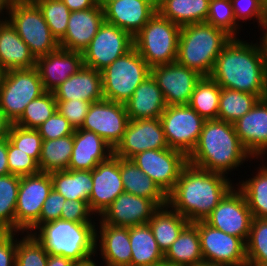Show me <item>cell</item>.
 <instances>
[{
  "label": "cell",
  "mask_w": 267,
  "mask_h": 266,
  "mask_svg": "<svg viewBox=\"0 0 267 266\" xmlns=\"http://www.w3.org/2000/svg\"><path fill=\"white\" fill-rule=\"evenodd\" d=\"M231 38L218 55L210 78L220 87L267 97V56L262 46Z\"/></svg>",
  "instance_id": "obj_1"
},
{
  "label": "cell",
  "mask_w": 267,
  "mask_h": 266,
  "mask_svg": "<svg viewBox=\"0 0 267 266\" xmlns=\"http://www.w3.org/2000/svg\"><path fill=\"white\" fill-rule=\"evenodd\" d=\"M227 177L188 163L167 195V205L189 222L205 220L234 186Z\"/></svg>",
  "instance_id": "obj_2"
},
{
  "label": "cell",
  "mask_w": 267,
  "mask_h": 266,
  "mask_svg": "<svg viewBox=\"0 0 267 266\" xmlns=\"http://www.w3.org/2000/svg\"><path fill=\"white\" fill-rule=\"evenodd\" d=\"M247 159L254 158L239 140L234 125L218 119L205 120L199 140L188 155L189 164L225 176Z\"/></svg>",
  "instance_id": "obj_3"
},
{
  "label": "cell",
  "mask_w": 267,
  "mask_h": 266,
  "mask_svg": "<svg viewBox=\"0 0 267 266\" xmlns=\"http://www.w3.org/2000/svg\"><path fill=\"white\" fill-rule=\"evenodd\" d=\"M231 38L224 30L206 22L181 26L176 62L209 77L218 55Z\"/></svg>",
  "instance_id": "obj_4"
},
{
  "label": "cell",
  "mask_w": 267,
  "mask_h": 266,
  "mask_svg": "<svg viewBox=\"0 0 267 266\" xmlns=\"http://www.w3.org/2000/svg\"><path fill=\"white\" fill-rule=\"evenodd\" d=\"M95 224L58 219L40 225L32 235L49 254L81 262L96 255Z\"/></svg>",
  "instance_id": "obj_5"
},
{
  "label": "cell",
  "mask_w": 267,
  "mask_h": 266,
  "mask_svg": "<svg viewBox=\"0 0 267 266\" xmlns=\"http://www.w3.org/2000/svg\"><path fill=\"white\" fill-rule=\"evenodd\" d=\"M181 27L156 12L133 37L134 48L152 68L176 62Z\"/></svg>",
  "instance_id": "obj_6"
},
{
  "label": "cell",
  "mask_w": 267,
  "mask_h": 266,
  "mask_svg": "<svg viewBox=\"0 0 267 266\" xmlns=\"http://www.w3.org/2000/svg\"><path fill=\"white\" fill-rule=\"evenodd\" d=\"M105 100L125 103L151 75V67L133 47L101 71Z\"/></svg>",
  "instance_id": "obj_7"
},
{
  "label": "cell",
  "mask_w": 267,
  "mask_h": 266,
  "mask_svg": "<svg viewBox=\"0 0 267 266\" xmlns=\"http://www.w3.org/2000/svg\"><path fill=\"white\" fill-rule=\"evenodd\" d=\"M7 16V20L36 59L59 47L58 41L52 36L44 20L41 9L33 0L10 4Z\"/></svg>",
  "instance_id": "obj_8"
},
{
  "label": "cell",
  "mask_w": 267,
  "mask_h": 266,
  "mask_svg": "<svg viewBox=\"0 0 267 266\" xmlns=\"http://www.w3.org/2000/svg\"><path fill=\"white\" fill-rule=\"evenodd\" d=\"M45 92L36 67L3 72L0 79V110L14 124L30 101Z\"/></svg>",
  "instance_id": "obj_9"
},
{
  "label": "cell",
  "mask_w": 267,
  "mask_h": 266,
  "mask_svg": "<svg viewBox=\"0 0 267 266\" xmlns=\"http://www.w3.org/2000/svg\"><path fill=\"white\" fill-rule=\"evenodd\" d=\"M53 188L50 173L21 176L15 210V232L32 234L39 227L42 206Z\"/></svg>",
  "instance_id": "obj_10"
},
{
  "label": "cell",
  "mask_w": 267,
  "mask_h": 266,
  "mask_svg": "<svg viewBox=\"0 0 267 266\" xmlns=\"http://www.w3.org/2000/svg\"><path fill=\"white\" fill-rule=\"evenodd\" d=\"M160 121L169 148L188 156L199 140L205 119L189 105H171L166 107Z\"/></svg>",
  "instance_id": "obj_11"
},
{
  "label": "cell",
  "mask_w": 267,
  "mask_h": 266,
  "mask_svg": "<svg viewBox=\"0 0 267 266\" xmlns=\"http://www.w3.org/2000/svg\"><path fill=\"white\" fill-rule=\"evenodd\" d=\"M131 160L166 195L173 190L181 171L188 164V156L173 148L146 150L136 154Z\"/></svg>",
  "instance_id": "obj_12"
},
{
  "label": "cell",
  "mask_w": 267,
  "mask_h": 266,
  "mask_svg": "<svg viewBox=\"0 0 267 266\" xmlns=\"http://www.w3.org/2000/svg\"><path fill=\"white\" fill-rule=\"evenodd\" d=\"M252 220L253 215L243 192L234 185L204 221L224 233L241 238L246 243Z\"/></svg>",
  "instance_id": "obj_13"
},
{
  "label": "cell",
  "mask_w": 267,
  "mask_h": 266,
  "mask_svg": "<svg viewBox=\"0 0 267 266\" xmlns=\"http://www.w3.org/2000/svg\"><path fill=\"white\" fill-rule=\"evenodd\" d=\"M133 47V37L128 32L104 21L82 52L83 65L101 72Z\"/></svg>",
  "instance_id": "obj_14"
},
{
  "label": "cell",
  "mask_w": 267,
  "mask_h": 266,
  "mask_svg": "<svg viewBox=\"0 0 267 266\" xmlns=\"http://www.w3.org/2000/svg\"><path fill=\"white\" fill-rule=\"evenodd\" d=\"M201 253L204 262L226 265L247 266L246 243L207 224L197 221Z\"/></svg>",
  "instance_id": "obj_15"
},
{
  "label": "cell",
  "mask_w": 267,
  "mask_h": 266,
  "mask_svg": "<svg viewBox=\"0 0 267 266\" xmlns=\"http://www.w3.org/2000/svg\"><path fill=\"white\" fill-rule=\"evenodd\" d=\"M129 120L124 103L103 99L91 103L80 129L96 133L114 149L122 140Z\"/></svg>",
  "instance_id": "obj_16"
},
{
  "label": "cell",
  "mask_w": 267,
  "mask_h": 266,
  "mask_svg": "<svg viewBox=\"0 0 267 266\" xmlns=\"http://www.w3.org/2000/svg\"><path fill=\"white\" fill-rule=\"evenodd\" d=\"M169 148L160 118L129 120L122 140L113 149L119 158L131 159L150 149Z\"/></svg>",
  "instance_id": "obj_17"
},
{
  "label": "cell",
  "mask_w": 267,
  "mask_h": 266,
  "mask_svg": "<svg viewBox=\"0 0 267 266\" xmlns=\"http://www.w3.org/2000/svg\"><path fill=\"white\" fill-rule=\"evenodd\" d=\"M151 75L161 89L167 106L188 105L196 84L203 77L177 62L154 66Z\"/></svg>",
  "instance_id": "obj_18"
},
{
  "label": "cell",
  "mask_w": 267,
  "mask_h": 266,
  "mask_svg": "<svg viewBox=\"0 0 267 266\" xmlns=\"http://www.w3.org/2000/svg\"><path fill=\"white\" fill-rule=\"evenodd\" d=\"M160 206L153 200L123 192L102 212L100 220L112 226L147 224Z\"/></svg>",
  "instance_id": "obj_19"
},
{
  "label": "cell",
  "mask_w": 267,
  "mask_h": 266,
  "mask_svg": "<svg viewBox=\"0 0 267 266\" xmlns=\"http://www.w3.org/2000/svg\"><path fill=\"white\" fill-rule=\"evenodd\" d=\"M93 186L89 196V208L97 216L125 192L121 174L120 158L111 155L92 170Z\"/></svg>",
  "instance_id": "obj_20"
},
{
  "label": "cell",
  "mask_w": 267,
  "mask_h": 266,
  "mask_svg": "<svg viewBox=\"0 0 267 266\" xmlns=\"http://www.w3.org/2000/svg\"><path fill=\"white\" fill-rule=\"evenodd\" d=\"M157 12V0H114L103 6L105 22L134 37Z\"/></svg>",
  "instance_id": "obj_21"
},
{
  "label": "cell",
  "mask_w": 267,
  "mask_h": 266,
  "mask_svg": "<svg viewBox=\"0 0 267 266\" xmlns=\"http://www.w3.org/2000/svg\"><path fill=\"white\" fill-rule=\"evenodd\" d=\"M83 66V54L58 47L47 55L38 57L36 68L47 92H53L67 78Z\"/></svg>",
  "instance_id": "obj_22"
},
{
  "label": "cell",
  "mask_w": 267,
  "mask_h": 266,
  "mask_svg": "<svg viewBox=\"0 0 267 266\" xmlns=\"http://www.w3.org/2000/svg\"><path fill=\"white\" fill-rule=\"evenodd\" d=\"M246 150L255 159L267 155V97L259 99L252 109L233 123Z\"/></svg>",
  "instance_id": "obj_23"
},
{
  "label": "cell",
  "mask_w": 267,
  "mask_h": 266,
  "mask_svg": "<svg viewBox=\"0 0 267 266\" xmlns=\"http://www.w3.org/2000/svg\"><path fill=\"white\" fill-rule=\"evenodd\" d=\"M104 21L103 7L98 4L90 9L71 12L67 31L58 42L59 47L82 53Z\"/></svg>",
  "instance_id": "obj_24"
},
{
  "label": "cell",
  "mask_w": 267,
  "mask_h": 266,
  "mask_svg": "<svg viewBox=\"0 0 267 266\" xmlns=\"http://www.w3.org/2000/svg\"><path fill=\"white\" fill-rule=\"evenodd\" d=\"M95 246V249H99L95 250L96 254L97 251L101 253L102 261L105 262L104 266H130L132 249L129 227L112 226L99 220V225L97 223L96 228Z\"/></svg>",
  "instance_id": "obj_25"
},
{
  "label": "cell",
  "mask_w": 267,
  "mask_h": 266,
  "mask_svg": "<svg viewBox=\"0 0 267 266\" xmlns=\"http://www.w3.org/2000/svg\"><path fill=\"white\" fill-rule=\"evenodd\" d=\"M113 155V148L92 131L75 129L70 170H93Z\"/></svg>",
  "instance_id": "obj_26"
},
{
  "label": "cell",
  "mask_w": 267,
  "mask_h": 266,
  "mask_svg": "<svg viewBox=\"0 0 267 266\" xmlns=\"http://www.w3.org/2000/svg\"><path fill=\"white\" fill-rule=\"evenodd\" d=\"M56 101L72 99L86 100L90 103L104 99L102 74L93 68L82 66L80 70L67 78L54 91Z\"/></svg>",
  "instance_id": "obj_27"
},
{
  "label": "cell",
  "mask_w": 267,
  "mask_h": 266,
  "mask_svg": "<svg viewBox=\"0 0 267 266\" xmlns=\"http://www.w3.org/2000/svg\"><path fill=\"white\" fill-rule=\"evenodd\" d=\"M130 120L160 118L167 107L164 95L156 80L149 75L125 103Z\"/></svg>",
  "instance_id": "obj_28"
},
{
  "label": "cell",
  "mask_w": 267,
  "mask_h": 266,
  "mask_svg": "<svg viewBox=\"0 0 267 266\" xmlns=\"http://www.w3.org/2000/svg\"><path fill=\"white\" fill-rule=\"evenodd\" d=\"M36 60L27 44L7 20L0 28V69L2 72L34 68Z\"/></svg>",
  "instance_id": "obj_29"
},
{
  "label": "cell",
  "mask_w": 267,
  "mask_h": 266,
  "mask_svg": "<svg viewBox=\"0 0 267 266\" xmlns=\"http://www.w3.org/2000/svg\"><path fill=\"white\" fill-rule=\"evenodd\" d=\"M197 221L189 222L164 253L169 266H194L203 262Z\"/></svg>",
  "instance_id": "obj_30"
},
{
  "label": "cell",
  "mask_w": 267,
  "mask_h": 266,
  "mask_svg": "<svg viewBox=\"0 0 267 266\" xmlns=\"http://www.w3.org/2000/svg\"><path fill=\"white\" fill-rule=\"evenodd\" d=\"M120 174L125 192L167 205V195L131 159L120 158Z\"/></svg>",
  "instance_id": "obj_31"
},
{
  "label": "cell",
  "mask_w": 267,
  "mask_h": 266,
  "mask_svg": "<svg viewBox=\"0 0 267 266\" xmlns=\"http://www.w3.org/2000/svg\"><path fill=\"white\" fill-rule=\"evenodd\" d=\"M210 0H157V12L181 26L205 23Z\"/></svg>",
  "instance_id": "obj_32"
},
{
  "label": "cell",
  "mask_w": 267,
  "mask_h": 266,
  "mask_svg": "<svg viewBox=\"0 0 267 266\" xmlns=\"http://www.w3.org/2000/svg\"><path fill=\"white\" fill-rule=\"evenodd\" d=\"M129 239L132 249L130 266H153L164 262V253L148 223L129 227Z\"/></svg>",
  "instance_id": "obj_33"
},
{
  "label": "cell",
  "mask_w": 267,
  "mask_h": 266,
  "mask_svg": "<svg viewBox=\"0 0 267 266\" xmlns=\"http://www.w3.org/2000/svg\"><path fill=\"white\" fill-rule=\"evenodd\" d=\"M53 189L69 200L86 201L92 191V170H62L50 173Z\"/></svg>",
  "instance_id": "obj_34"
},
{
  "label": "cell",
  "mask_w": 267,
  "mask_h": 266,
  "mask_svg": "<svg viewBox=\"0 0 267 266\" xmlns=\"http://www.w3.org/2000/svg\"><path fill=\"white\" fill-rule=\"evenodd\" d=\"M189 221L168 205L160 207L149 220L148 224L153 236L163 253L178 238Z\"/></svg>",
  "instance_id": "obj_35"
},
{
  "label": "cell",
  "mask_w": 267,
  "mask_h": 266,
  "mask_svg": "<svg viewBox=\"0 0 267 266\" xmlns=\"http://www.w3.org/2000/svg\"><path fill=\"white\" fill-rule=\"evenodd\" d=\"M74 134L58 139L43 140L38 162L40 172L68 170L72 157Z\"/></svg>",
  "instance_id": "obj_36"
},
{
  "label": "cell",
  "mask_w": 267,
  "mask_h": 266,
  "mask_svg": "<svg viewBox=\"0 0 267 266\" xmlns=\"http://www.w3.org/2000/svg\"><path fill=\"white\" fill-rule=\"evenodd\" d=\"M256 175L241 180L236 186L243 192L253 218L267 219V164Z\"/></svg>",
  "instance_id": "obj_37"
},
{
  "label": "cell",
  "mask_w": 267,
  "mask_h": 266,
  "mask_svg": "<svg viewBox=\"0 0 267 266\" xmlns=\"http://www.w3.org/2000/svg\"><path fill=\"white\" fill-rule=\"evenodd\" d=\"M221 87L210 77L196 84L188 105L205 120L217 119Z\"/></svg>",
  "instance_id": "obj_38"
},
{
  "label": "cell",
  "mask_w": 267,
  "mask_h": 266,
  "mask_svg": "<svg viewBox=\"0 0 267 266\" xmlns=\"http://www.w3.org/2000/svg\"><path fill=\"white\" fill-rule=\"evenodd\" d=\"M258 100L254 94L221 87L217 119L233 124L249 112Z\"/></svg>",
  "instance_id": "obj_39"
},
{
  "label": "cell",
  "mask_w": 267,
  "mask_h": 266,
  "mask_svg": "<svg viewBox=\"0 0 267 266\" xmlns=\"http://www.w3.org/2000/svg\"><path fill=\"white\" fill-rule=\"evenodd\" d=\"M20 176H0V232H15V210Z\"/></svg>",
  "instance_id": "obj_40"
},
{
  "label": "cell",
  "mask_w": 267,
  "mask_h": 266,
  "mask_svg": "<svg viewBox=\"0 0 267 266\" xmlns=\"http://www.w3.org/2000/svg\"><path fill=\"white\" fill-rule=\"evenodd\" d=\"M57 111V103L53 92H45L30 101L21 117L14 123L17 126L36 129Z\"/></svg>",
  "instance_id": "obj_41"
},
{
  "label": "cell",
  "mask_w": 267,
  "mask_h": 266,
  "mask_svg": "<svg viewBox=\"0 0 267 266\" xmlns=\"http://www.w3.org/2000/svg\"><path fill=\"white\" fill-rule=\"evenodd\" d=\"M247 266H267V219L253 218L246 241Z\"/></svg>",
  "instance_id": "obj_42"
},
{
  "label": "cell",
  "mask_w": 267,
  "mask_h": 266,
  "mask_svg": "<svg viewBox=\"0 0 267 266\" xmlns=\"http://www.w3.org/2000/svg\"><path fill=\"white\" fill-rule=\"evenodd\" d=\"M33 1L41 9L44 20L50 28L52 36L59 42L67 31V24L71 11L61 0Z\"/></svg>",
  "instance_id": "obj_43"
},
{
  "label": "cell",
  "mask_w": 267,
  "mask_h": 266,
  "mask_svg": "<svg viewBox=\"0 0 267 266\" xmlns=\"http://www.w3.org/2000/svg\"><path fill=\"white\" fill-rule=\"evenodd\" d=\"M23 234L17 239L15 266H47L49 253L44 246L32 234Z\"/></svg>",
  "instance_id": "obj_44"
},
{
  "label": "cell",
  "mask_w": 267,
  "mask_h": 266,
  "mask_svg": "<svg viewBox=\"0 0 267 266\" xmlns=\"http://www.w3.org/2000/svg\"><path fill=\"white\" fill-rule=\"evenodd\" d=\"M206 23L224 30L232 38H237L240 24L236 21L230 0H210Z\"/></svg>",
  "instance_id": "obj_45"
},
{
  "label": "cell",
  "mask_w": 267,
  "mask_h": 266,
  "mask_svg": "<svg viewBox=\"0 0 267 266\" xmlns=\"http://www.w3.org/2000/svg\"><path fill=\"white\" fill-rule=\"evenodd\" d=\"M7 138L15 147L39 162L43 139L36 129H27L12 124Z\"/></svg>",
  "instance_id": "obj_46"
},
{
  "label": "cell",
  "mask_w": 267,
  "mask_h": 266,
  "mask_svg": "<svg viewBox=\"0 0 267 266\" xmlns=\"http://www.w3.org/2000/svg\"><path fill=\"white\" fill-rule=\"evenodd\" d=\"M7 158L10 174L27 176L40 172L38 162L15 147L7 138Z\"/></svg>",
  "instance_id": "obj_47"
},
{
  "label": "cell",
  "mask_w": 267,
  "mask_h": 266,
  "mask_svg": "<svg viewBox=\"0 0 267 266\" xmlns=\"http://www.w3.org/2000/svg\"><path fill=\"white\" fill-rule=\"evenodd\" d=\"M43 140L58 139L74 134V127L70 122L56 111L50 118L36 128Z\"/></svg>",
  "instance_id": "obj_48"
},
{
  "label": "cell",
  "mask_w": 267,
  "mask_h": 266,
  "mask_svg": "<svg viewBox=\"0 0 267 266\" xmlns=\"http://www.w3.org/2000/svg\"><path fill=\"white\" fill-rule=\"evenodd\" d=\"M234 16L236 21L243 22L251 19H255L258 24V28L262 26L263 19L266 16L267 10L262 6L258 0H230ZM241 20V21H240Z\"/></svg>",
  "instance_id": "obj_49"
},
{
  "label": "cell",
  "mask_w": 267,
  "mask_h": 266,
  "mask_svg": "<svg viewBox=\"0 0 267 266\" xmlns=\"http://www.w3.org/2000/svg\"><path fill=\"white\" fill-rule=\"evenodd\" d=\"M57 111L63 115L74 129L81 128L91 103L86 100L72 99L70 101H56Z\"/></svg>",
  "instance_id": "obj_50"
},
{
  "label": "cell",
  "mask_w": 267,
  "mask_h": 266,
  "mask_svg": "<svg viewBox=\"0 0 267 266\" xmlns=\"http://www.w3.org/2000/svg\"><path fill=\"white\" fill-rule=\"evenodd\" d=\"M92 215L95 214L90 210L86 201L66 199L62 208L61 219L77 223H96L92 220L94 218Z\"/></svg>",
  "instance_id": "obj_51"
},
{
  "label": "cell",
  "mask_w": 267,
  "mask_h": 266,
  "mask_svg": "<svg viewBox=\"0 0 267 266\" xmlns=\"http://www.w3.org/2000/svg\"><path fill=\"white\" fill-rule=\"evenodd\" d=\"M66 198L52 188L43 203L39 218V226L54 220L61 219V212Z\"/></svg>",
  "instance_id": "obj_52"
},
{
  "label": "cell",
  "mask_w": 267,
  "mask_h": 266,
  "mask_svg": "<svg viewBox=\"0 0 267 266\" xmlns=\"http://www.w3.org/2000/svg\"><path fill=\"white\" fill-rule=\"evenodd\" d=\"M19 232H0V266H15Z\"/></svg>",
  "instance_id": "obj_53"
},
{
  "label": "cell",
  "mask_w": 267,
  "mask_h": 266,
  "mask_svg": "<svg viewBox=\"0 0 267 266\" xmlns=\"http://www.w3.org/2000/svg\"><path fill=\"white\" fill-rule=\"evenodd\" d=\"M71 12L90 9L97 5L96 0H61Z\"/></svg>",
  "instance_id": "obj_54"
},
{
  "label": "cell",
  "mask_w": 267,
  "mask_h": 266,
  "mask_svg": "<svg viewBox=\"0 0 267 266\" xmlns=\"http://www.w3.org/2000/svg\"><path fill=\"white\" fill-rule=\"evenodd\" d=\"M7 158V138L0 140V176L9 174Z\"/></svg>",
  "instance_id": "obj_55"
},
{
  "label": "cell",
  "mask_w": 267,
  "mask_h": 266,
  "mask_svg": "<svg viewBox=\"0 0 267 266\" xmlns=\"http://www.w3.org/2000/svg\"><path fill=\"white\" fill-rule=\"evenodd\" d=\"M74 261L65 258L62 255H51L48 256L47 266H72Z\"/></svg>",
  "instance_id": "obj_56"
},
{
  "label": "cell",
  "mask_w": 267,
  "mask_h": 266,
  "mask_svg": "<svg viewBox=\"0 0 267 266\" xmlns=\"http://www.w3.org/2000/svg\"><path fill=\"white\" fill-rule=\"evenodd\" d=\"M12 123L7 119L4 113L0 110V140L8 137Z\"/></svg>",
  "instance_id": "obj_57"
},
{
  "label": "cell",
  "mask_w": 267,
  "mask_h": 266,
  "mask_svg": "<svg viewBox=\"0 0 267 266\" xmlns=\"http://www.w3.org/2000/svg\"><path fill=\"white\" fill-rule=\"evenodd\" d=\"M261 31H263L262 33V37L260 38V44L262 46V49L264 51V53L267 56V13L265 18L263 19L262 22V26H261Z\"/></svg>",
  "instance_id": "obj_58"
},
{
  "label": "cell",
  "mask_w": 267,
  "mask_h": 266,
  "mask_svg": "<svg viewBox=\"0 0 267 266\" xmlns=\"http://www.w3.org/2000/svg\"><path fill=\"white\" fill-rule=\"evenodd\" d=\"M9 3L6 0H0V17L2 18V16L4 15V10H6L5 14H8V8H9ZM0 20H7V17H5L4 19L2 18Z\"/></svg>",
  "instance_id": "obj_59"
},
{
  "label": "cell",
  "mask_w": 267,
  "mask_h": 266,
  "mask_svg": "<svg viewBox=\"0 0 267 266\" xmlns=\"http://www.w3.org/2000/svg\"><path fill=\"white\" fill-rule=\"evenodd\" d=\"M72 266H97L96 262L93 261L92 257L81 262H74Z\"/></svg>",
  "instance_id": "obj_60"
},
{
  "label": "cell",
  "mask_w": 267,
  "mask_h": 266,
  "mask_svg": "<svg viewBox=\"0 0 267 266\" xmlns=\"http://www.w3.org/2000/svg\"><path fill=\"white\" fill-rule=\"evenodd\" d=\"M194 266H226V265H220V264H214V263H209V262H201V263H198Z\"/></svg>",
  "instance_id": "obj_61"
},
{
  "label": "cell",
  "mask_w": 267,
  "mask_h": 266,
  "mask_svg": "<svg viewBox=\"0 0 267 266\" xmlns=\"http://www.w3.org/2000/svg\"><path fill=\"white\" fill-rule=\"evenodd\" d=\"M114 1V0H96V3L100 6L103 7L105 4Z\"/></svg>",
  "instance_id": "obj_62"
},
{
  "label": "cell",
  "mask_w": 267,
  "mask_h": 266,
  "mask_svg": "<svg viewBox=\"0 0 267 266\" xmlns=\"http://www.w3.org/2000/svg\"><path fill=\"white\" fill-rule=\"evenodd\" d=\"M262 6L267 10V0H258Z\"/></svg>",
  "instance_id": "obj_63"
},
{
  "label": "cell",
  "mask_w": 267,
  "mask_h": 266,
  "mask_svg": "<svg viewBox=\"0 0 267 266\" xmlns=\"http://www.w3.org/2000/svg\"><path fill=\"white\" fill-rule=\"evenodd\" d=\"M9 4L18 3L26 0H6Z\"/></svg>",
  "instance_id": "obj_64"
},
{
  "label": "cell",
  "mask_w": 267,
  "mask_h": 266,
  "mask_svg": "<svg viewBox=\"0 0 267 266\" xmlns=\"http://www.w3.org/2000/svg\"><path fill=\"white\" fill-rule=\"evenodd\" d=\"M153 266H169L167 263H165V262H162V263H160V264H157V265H153Z\"/></svg>",
  "instance_id": "obj_65"
},
{
  "label": "cell",
  "mask_w": 267,
  "mask_h": 266,
  "mask_svg": "<svg viewBox=\"0 0 267 266\" xmlns=\"http://www.w3.org/2000/svg\"><path fill=\"white\" fill-rule=\"evenodd\" d=\"M7 20H0V28Z\"/></svg>",
  "instance_id": "obj_66"
},
{
  "label": "cell",
  "mask_w": 267,
  "mask_h": 266,
  "mask_svg": "<svg viewBox=\"0 0 267 266\" xmlns=\"http://www.w3.org/2000/svg\"><path fill=\"white\" fill-rule=\"evenodd\" d=\"M2 73H3V72H2V70L0 69V79H1Z\"/></svg>",
  "instance_id": "obj_67"
}]
</instances>
